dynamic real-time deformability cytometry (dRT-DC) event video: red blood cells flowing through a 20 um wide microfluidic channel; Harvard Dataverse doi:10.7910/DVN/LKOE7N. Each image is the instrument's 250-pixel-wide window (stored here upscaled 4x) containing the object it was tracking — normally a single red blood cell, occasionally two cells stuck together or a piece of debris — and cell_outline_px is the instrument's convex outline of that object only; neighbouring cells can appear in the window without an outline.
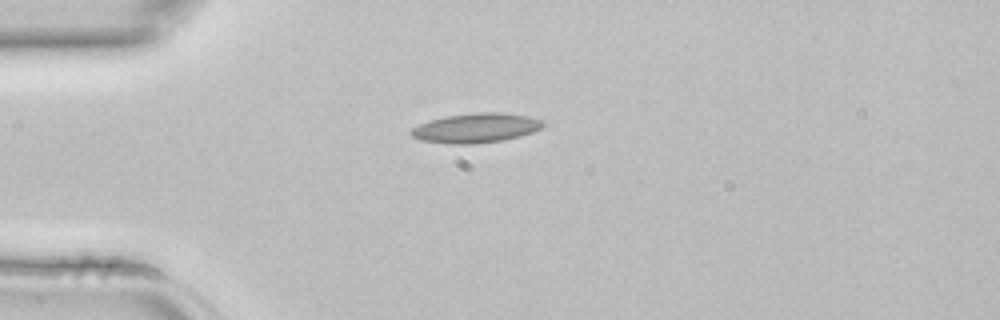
{"species": "common noctule bat (a hibernating species)", "species_latin": "Nyctalus noctula", "temperature_condition": "room temperature", "stored_images_in_passage": 1, "camera_frame_rate_fps": 3000, "um_per_image_px": 0.085, "animal": {"sex": "female", "body_mass_g": 22.7, "forearm_length_mm": 54.2}, "frame": {"image": 1, "passage_image": 1, "time_ms": 0.0, "image_size_px": [1000, 320], "cell_outline_px": [[544, 124], [540, 128], [532, 132], [520, 136], [504, 140], [472, 144], [452, 144], [420, 140], [412, 136], [408, 132], [412, 128], [420, 124], [432, 120], [448, 116], [476, 112], [500, 112], [528, 116], [544, 120]], "centroid_in_image_um": [40.46, 10.88], "position_along_channel_um": 44.5, "area_um2": 22.6}}